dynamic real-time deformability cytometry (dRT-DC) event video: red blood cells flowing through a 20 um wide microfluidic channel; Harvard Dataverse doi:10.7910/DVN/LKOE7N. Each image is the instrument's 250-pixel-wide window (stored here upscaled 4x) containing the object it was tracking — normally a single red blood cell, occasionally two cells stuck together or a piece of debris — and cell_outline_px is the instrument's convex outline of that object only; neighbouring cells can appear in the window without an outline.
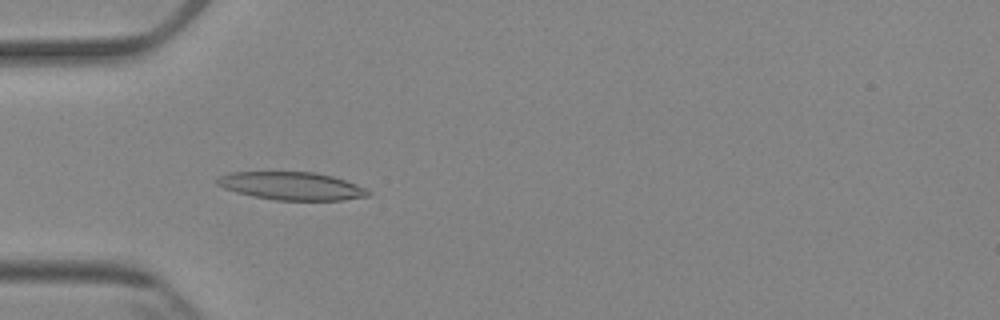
{"species": "Egyptian fruit bat (a non-hibernating species)", "species_latin": "Rousettus aegyptiacus", "temperature_condition": "cold", "stored_images_in_passage": 6, "camera_frame_rate_fps": 3000, "um_per_image_px": 0.085, "animal": {"sex": "female"}, "frame": {"image": 1, "passage_image": 5, "time_ms": 4.667, "image_size_px": [1000, 320], "cell_outline_px": [[372, 192], [368, 196], [344, 200], [276, 200], [252, 196], [236, 192], [224, 188], [216, 184], [216, 180], [220, 176], [228, 172], [316, 172], [332, 176], [356, 184]], "centroid_in_image_um": [24.78, 15.81], "position_along_channel_um": 60.2, "area_um2": 24.57}}
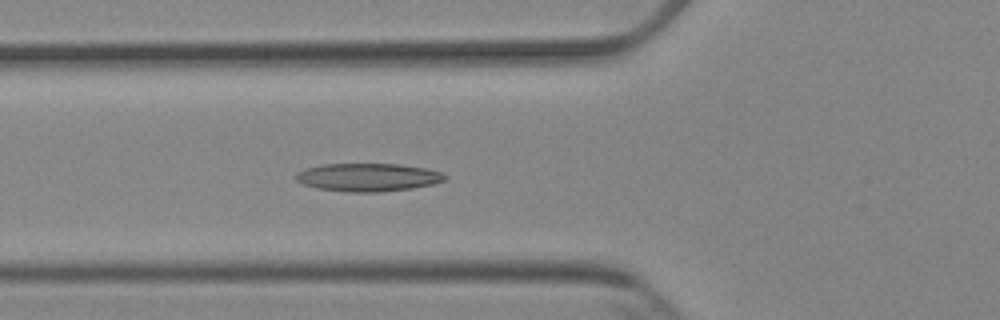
{"frame": {"image": 2, "passage_image": 6, "time_ms": 5.667, "image_size_px": [1000, 320], "cell_outline_px": [[448, 176], [444, 180], [432, 184], [412, 188], [380, 192], [348, 192], [316, 188], [304, 184], [296, 180], [296, 172], [304, 168], [320, 164], [400, 164], [428, 168], [440, 172]], "centroid_in_image_um": [31.26, 15.06], "position_along_channel_um": 94.5, "area_um2": 24.51}}